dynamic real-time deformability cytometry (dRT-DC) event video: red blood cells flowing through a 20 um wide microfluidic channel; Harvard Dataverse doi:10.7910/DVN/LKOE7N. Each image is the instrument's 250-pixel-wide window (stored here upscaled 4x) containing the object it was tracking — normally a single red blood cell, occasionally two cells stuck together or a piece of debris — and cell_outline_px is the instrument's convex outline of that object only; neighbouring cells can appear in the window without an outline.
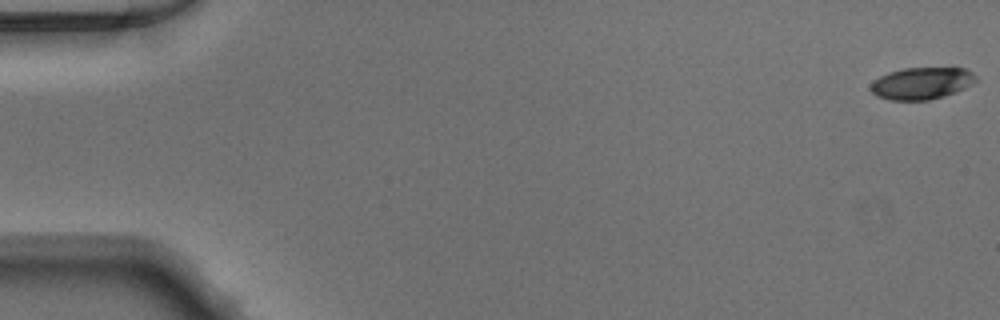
{"species": "Egyptian fruit bat (a non-hibernating species)", "species_latin": "Rousettus aegyptiacus", "temperature_condition": "warm", "stored_images_in_passage": 50, "camera_frame_rate_fps": 3000, "um_per_image_px": 0.085, "animal": {"sex": "male"}, "frame": {"image": 1, "passage_image": 1, "time_ms": 0.0, "image_size_px": [1000, 320], "cell_outline_px": [[976, 80], [972, 84], [964, 88], [944, 96], [928, 100], [888, 100], [876, 96], [868, 88], [872, 80], [888, 72], [904, 68], [952, 64], [964, 68], [972, 72], [976, 76]], "centroid_in_image_um": [78.35, 7.02], "position_along_channel_um": 6.6, "area_um2": 20.58}}
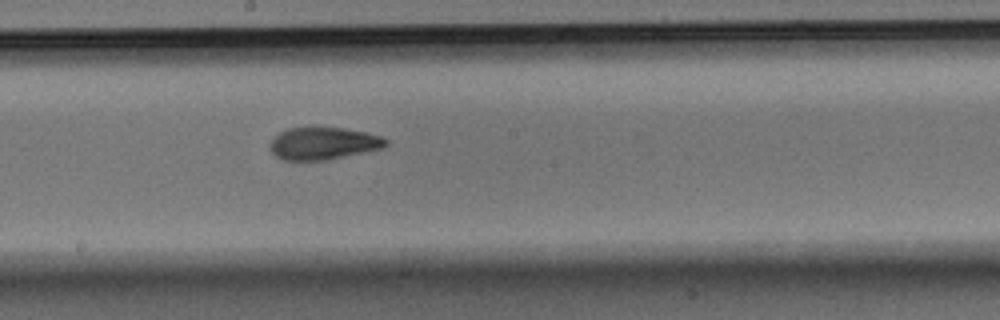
{"frame": {"image": 2, "passage_image": 28, "time_ms": 9.0, "image_size_px": [1000, 320], "cell_outline_px": [[388, 144], [384, 148], [328, 160], [284, 160], [276, 156], [268, 148], [272, 140], [280, 132], [288, 128], [340, 128], [364, 132], [380, 136], [388, 140]], "centroid_in_image_um": [27.49, 12.21], "position_along_channel_um": 220.7, "area_um2": 21.68}}
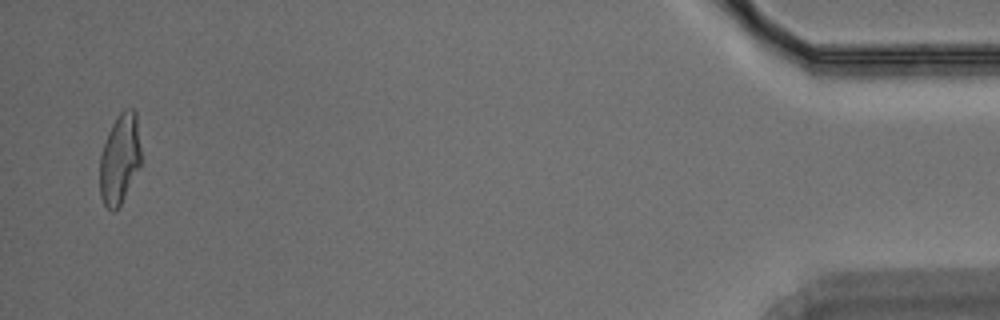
{"frame": {"image": 3, "passage_image": 49, "time_ms": 16.0, "image_size_px": [1000, 320], "cell_outline_px": [[140, 164], [120, 204], [112, 212], [104, 204], [100, 196], [100, 156], [108, 132], [112, 124], [120, 112], [124, 108], [132, 108], [136, 112], [140, 148]], "centroid_in_image_um": [10.16, 13.47], "position_along_channel_um": 425.0, "area_um2": 21.21}}